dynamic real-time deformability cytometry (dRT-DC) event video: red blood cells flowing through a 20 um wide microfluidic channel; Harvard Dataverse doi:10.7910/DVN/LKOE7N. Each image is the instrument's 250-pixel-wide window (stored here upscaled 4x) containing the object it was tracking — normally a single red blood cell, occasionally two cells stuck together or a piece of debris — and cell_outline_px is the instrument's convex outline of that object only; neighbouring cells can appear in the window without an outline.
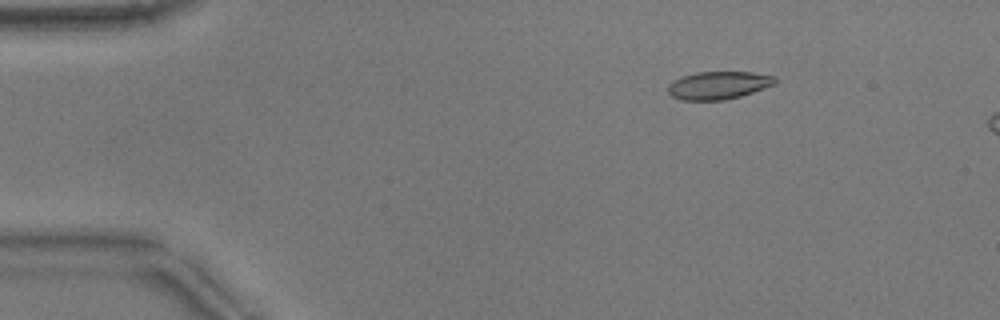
{"species": "common noctule bat (a hibernating species)", "species_latin": "Nyctalus noctula", "temperature_condition": "warm", "stored_images_in_passage": 13, "camera_frame_rate_fps": 3000, "um_per_image_px": 0.085, "animal": {"sex": "male", "body_mass_g": 17.9}, "frame": {"image": 1, "passage_image": 8, "time_ms": 2.333, "image_size_px": [1000, 320], "cell_outline_px": [[776, 84], [740, 96], [724, 100], [684, 100], [672, 96], [668, 92], [668, 84], [672, 80], [680, 76], [696, 72], [752, 72], [776, 76]], "centroid_in_image_um": [61.05, 7.24], "position_along_channel_um": 23.9, "area_um2": 17.46}}